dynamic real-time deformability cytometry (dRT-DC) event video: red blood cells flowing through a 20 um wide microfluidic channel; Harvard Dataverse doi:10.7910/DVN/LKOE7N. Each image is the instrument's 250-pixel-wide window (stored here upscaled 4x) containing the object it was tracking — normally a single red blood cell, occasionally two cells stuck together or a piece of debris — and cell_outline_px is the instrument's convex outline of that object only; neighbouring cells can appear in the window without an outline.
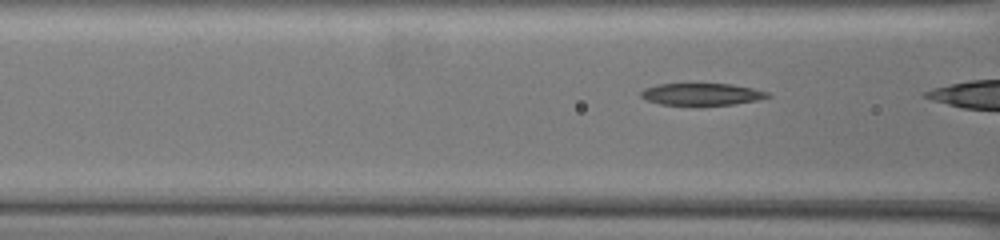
{"species": "common noctule bat (a hibernating species)", "species_latin": "Nyctalus noctula", "temperature_condition": "warm", "stored_images_in_passage": 5, "camera_frame_rate_fps": 3000, "um_per_image_px": 0.085, "animal": {"sex": "female", "body_mass_g": 19.5, "forearm_length_mm": 54.1}, "frame": {"image": 1, "passage_image": 4, "time_ms": 1.0, "image_size_px": [1000, 240], "cell_outline_px": [[772, 96], [756, 100], [732, 104], [660, 104], [648, 100], [640, 96], [640, 92], [644, 88], [656, 84], [732, 84], [752, 88], [768, 92]], "centroid_in_image_um": [59.63, 7.99], "position_along_channel_um": 107.0, "area_um2": 15.9}}